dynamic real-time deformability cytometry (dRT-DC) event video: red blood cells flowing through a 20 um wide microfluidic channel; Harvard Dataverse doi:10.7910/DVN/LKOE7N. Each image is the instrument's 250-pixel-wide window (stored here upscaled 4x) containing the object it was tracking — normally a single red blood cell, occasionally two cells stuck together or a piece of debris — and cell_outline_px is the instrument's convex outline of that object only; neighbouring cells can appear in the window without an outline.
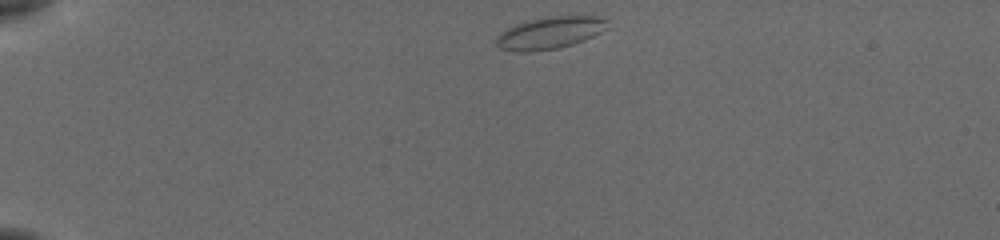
{"species": "common noctule bat (a hibernating species)", "species_latin": "Nyctalus noctula", "temperature_condition": "cold", "stored_images_in_passage": 35, "camera_frame_rate_fps": 3000, "um_per_image_px": 0.085, "animal": {"sex": "female", "body_mass_g": 19.5, "forearm_length_mm": 54.1}, "frame": {"image": 1, "passage_image": 1, "time_ms": 0.0, "image_size_px": [1000, 240], "cell_outline_px": [[608, 28], [584, 40], [572, 44], [556, 48], [524, 52], [520, 52], [500, 48], [496, 44], [496, 36], [500, 32], [524, 20], [544, 16], [596, 16], [608, 20]], "centroid_in_image_um": [46.72, 2.77], "position_along_channel_um": 38.3, "area_um2": 20.81}}
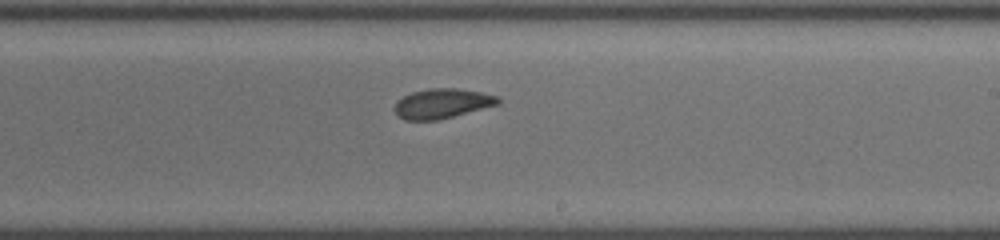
{"frame": {"image": 2, "passage_image": 17, "time_ms": 5.333, "image_size_px": [1000, 240], "cell_outline_px": [[500, 104], [436, 120], [404, 120], [396, 112], [396, 104], [404, 96], [412, 92], [428, 88], [456, 88], [480, 92], [500, 96]], "centroid_in_image_um": [37.63, 8.78], "position_along_channel_um": 251.4, "area_um2": 17.63}}
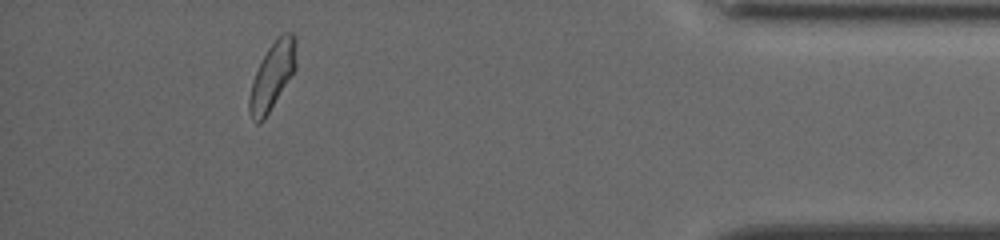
{"frame": {"image": 3, "passage_image": 31, "time_ms": 10.0, "image_size_px": [1000, 240], "cell_outline_px": [[296, 68], [264, 120], [260, 124], [256, 124], [252, 120], [248, 112], [248, 100], [252, 80], [268, 48], [280, 32], [292, 32], [296, 36]], "centroid_in_image_um": [23.14, 6.45], "position_along_channel_um": 412.1, "area_um2": 18.5}, "authors_computed_cell_mechanics": {"area_um2": 18.0914, "velocity_mm_per_s": 3.8063, "shape_relaxation_time_tau1_ms": 5.3544, "shape_relaxation_time_tau2_ms": 2.636, "deformation_change_tau1": 0.0967, "deformation_change_tau2": 0.0533}}